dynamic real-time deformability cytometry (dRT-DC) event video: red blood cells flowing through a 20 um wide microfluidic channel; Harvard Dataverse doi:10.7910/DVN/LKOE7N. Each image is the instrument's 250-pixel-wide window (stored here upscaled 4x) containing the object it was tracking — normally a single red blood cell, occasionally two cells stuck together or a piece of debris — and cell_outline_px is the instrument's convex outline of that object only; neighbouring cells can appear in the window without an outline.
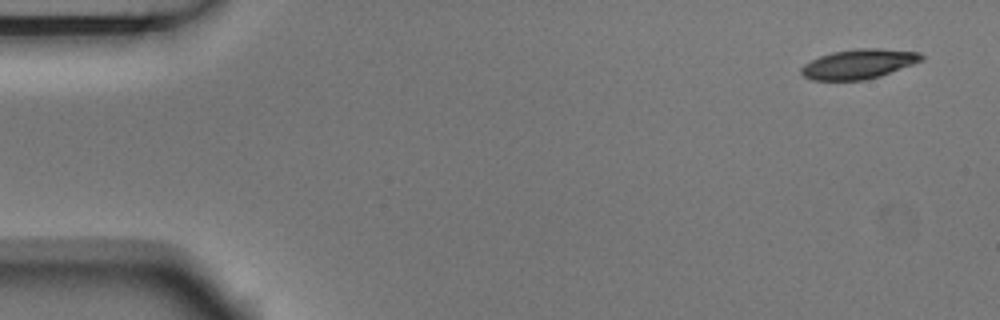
{"species": "Egyptian fruit bat (a non-hibernating species)", "species_latin": "Rousettus aegyptiacus", "temperature_condition": "room temperature", "stored_images_in_passage": 5, "segment_of_instrument_passage": [1, 2], "camera_frame_rate_fps": 3000, "um_per_image_px": 0.085, "animal": {"sex": "male"}, "frame": {"image": 1, "passage_image": 1, "time_ms": 0.0, "image_size_px": [1000, 320], "cell_outline_px": [[924, 60], [880, 76], [864, 80], [812, 80], [804, 76], [800, 72], [800, 68], [804, 64], [820, 56], [832, 52], [856, 48], [880, 48], [920, 52], [924, 56]], "centroid_in_image_um": [73.0, 5.43], "position_along_channel_um": 12.0, "area_um2": 20.81}}
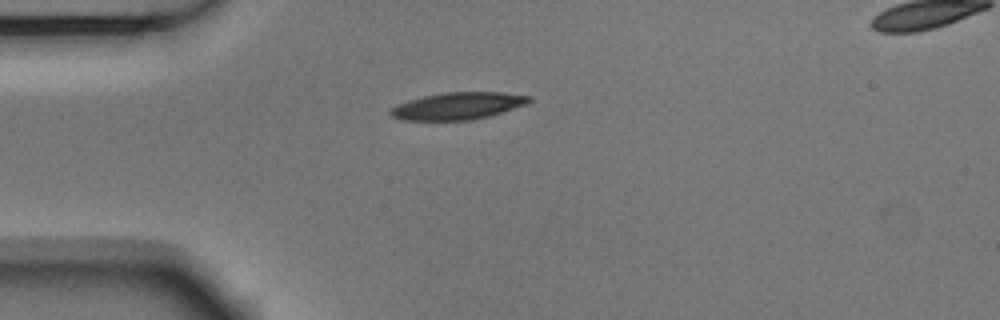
{"frame": {"image": 2, "passage_image": 4, "time_ms": 1.0, "image_size_px": [1000, 320], "cell_outline_px": [[532, 100], [528, 104], [488, 116], [472, 120], [400, 120], [392, 116], [388, 112], [388, 108], [396, 104], [408, 100], [424, 96], [448, 92], [504, 92], [532, 96]], "centroid_in_image_um": [38.9, 9.0], "position_along_channel_um": 46.1, "area_um2": 22.08}}